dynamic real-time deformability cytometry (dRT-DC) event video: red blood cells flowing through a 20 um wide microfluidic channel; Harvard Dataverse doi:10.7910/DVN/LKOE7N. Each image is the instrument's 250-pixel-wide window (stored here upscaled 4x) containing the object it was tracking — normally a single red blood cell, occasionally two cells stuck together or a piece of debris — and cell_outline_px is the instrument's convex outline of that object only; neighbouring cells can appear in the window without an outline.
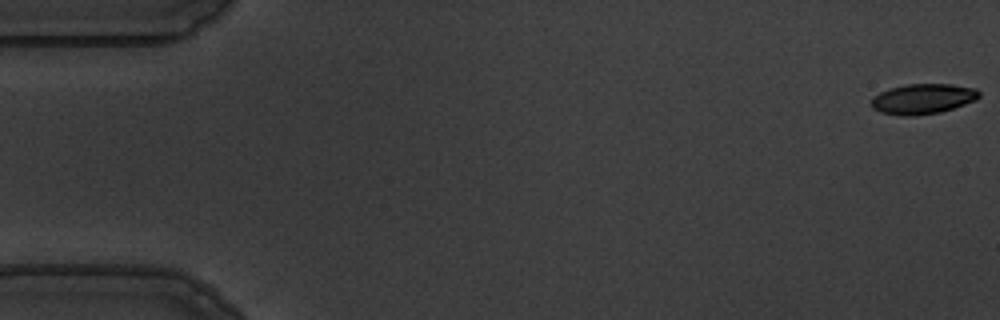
{"species": "common noctule bat (a hibernating species)", "species_latin": "Nyctalus noctula", "temperature_condition": "warm", "stored_images_in_passage": 56, "camera_frame_rate_fps": 3000, "um_per_image_px": 0.085, "animal": {"sex": "male", "body_mass_g": 19.5, "forearm_length_mm": 54.6}, "frame": {"image": 1, "passage_image": 1, "time_ms": 0.0, "image_size_px": [1000, 320], "cell_outline_px": [[980, 96], [976, 100], [940, 112], [916, 116], [900, 116], [880, 112], [872, 108], [872, 100], [880, 92], [892, 88], [908, 84], [952, 84], [976, 88], [980, 92]], "centroid_in_image_um": [78.47, 8.41], "position_along_channel_um": 6.5, "area_um2": 18.9}}
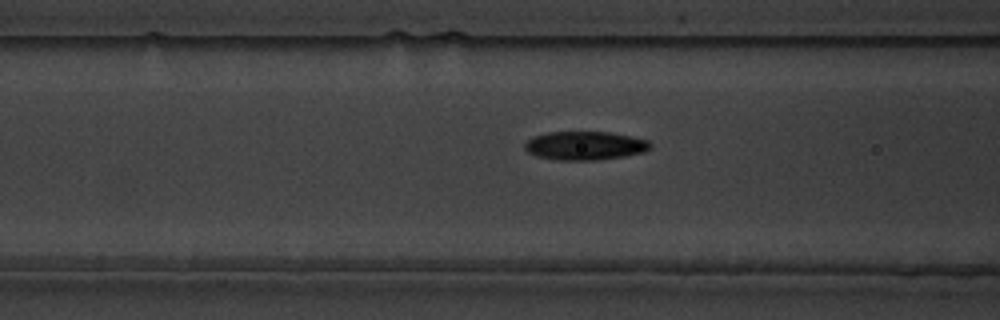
{"frame": {"image": 2, "passage_image": 22, "time_ms": 7.0, "image_size_px": [1000, 320], "cell_outline_px": [[652, 148], [644, 152], [624, 156], [596, 160], [556, 160], [536, 156], [528, 152], [524, 148], [524, 144], [532, 136], [548, 132], [608, 132], [648, 140], [652, 144]], "centroid_in_image_um": [49.7, 12.38], "position_along_channel_um": 116.9, "area_um2": 20.98}}
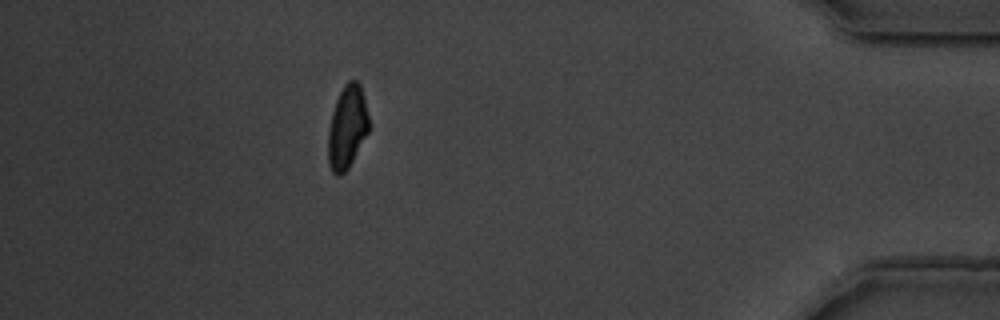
{"frame": {"image": 3, "passage_image": 50, "time_ms": 16.333, "image_size_px": [1000, 320], "cell_outline_px": [[368, 132], [348, 168], [340, 176], [336, 176], [332, 172], [328, 164], [328, 132], [332, 112], [336, 100], [344, 84], [348, 80], [356, 80], [360, 84], [368, 116]], "centroid_in_image_um": [29.48, 10.82], "position_along_channel_um": 405.7, "area_um2": 19.54}, "authors_computed_cell_mechanics": {"area_um2": 20.2878, "velocity_mm_per_s": 3.6262, "shape_relaxation_time_tau1_ms": 4.9842, "shape_relaxation_time_tau2_ms": 2.6738, "deformation_change_tau1": 0.1569, "deformation_change_tau2": 0.0828}}